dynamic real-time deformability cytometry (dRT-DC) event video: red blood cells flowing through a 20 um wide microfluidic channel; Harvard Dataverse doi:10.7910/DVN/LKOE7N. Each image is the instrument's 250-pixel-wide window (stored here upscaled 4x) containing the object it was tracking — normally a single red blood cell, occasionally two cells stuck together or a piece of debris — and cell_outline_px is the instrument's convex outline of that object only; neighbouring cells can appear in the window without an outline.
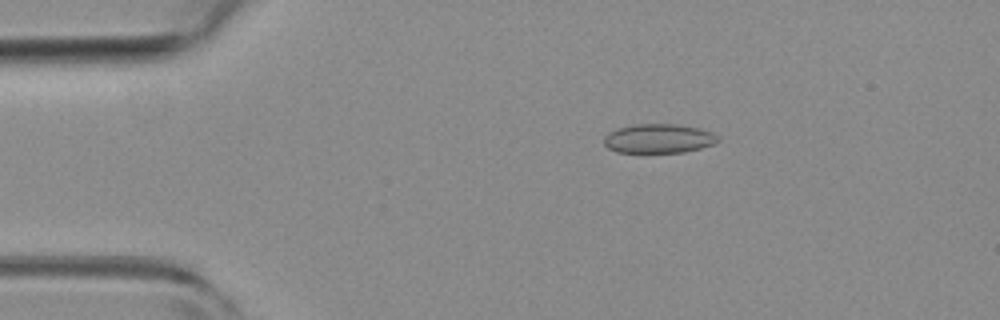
{"species": "common noctule bat (a hibernating species)", "species_latin": "Nyctalus noctula", "temperature_condition": "room temperature", "stored_images_in_passage": 3, "camera_frame_rate_fps": 3000, "um_per_image_px": 0.085, "animal": {"sex": "female", "body_mass_g": 19.3, "forearm_length_mm": 54.1}, "frame": {"image": 1, "passage_image": 2, "time_ms": 0.333, "image_size_px": [1000, 320], "cell_outline_px": [[720, 140], [712, 144], [700, 148], [684, 152], [616, 152], [608, 148], [604, 144], [604, 136], [608, 132], [616, 128], [632, 124], [676, 124], [700, 128], [712, 132], [720, 136]], "centroid_in_image_um": [55.97, 11.76], "position_along_channel_um": 29.0, "area_um2": 19.54}}